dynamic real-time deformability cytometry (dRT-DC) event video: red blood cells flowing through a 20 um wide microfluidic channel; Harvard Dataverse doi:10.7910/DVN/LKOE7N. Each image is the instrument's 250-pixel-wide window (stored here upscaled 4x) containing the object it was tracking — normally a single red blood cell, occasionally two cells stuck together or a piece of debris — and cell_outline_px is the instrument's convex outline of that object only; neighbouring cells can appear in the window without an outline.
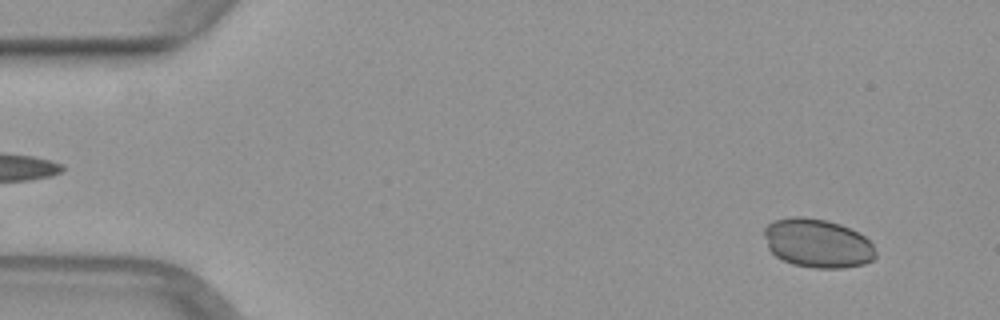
{"species": "common noctule bat (a hibernating species)", "species_latin": "Nyctalus noctula", "temperature_condition": "warm", "stored_images_in_passage": 49, "camera_frame_rate_fps": 3000, "um_per_image_px": 0.085, "animal": {"sex": "female", "body_mass_g": 29.2, "forearm_length_mm": 56.3}, "frame": {"image": 1, "passage_image": 3, "time_ms": 0.667, "image_size_px": [1000, 320], "cell_outline_px": [[876, 256], [872, 260], [864, 264], [844, 268], [812, 268], [792, 264], [776, 256], [768, 248], [764, 236], [764, 228], [772, 220], [792, 216], [804, 216], [828, 220], [840, 224], [860, 232], [872, 244], [876, 252]], "centroid_in_image_um": [69.48, 20.66], "position_along_channel_um": 15.5, "area_um2": 32.08}}
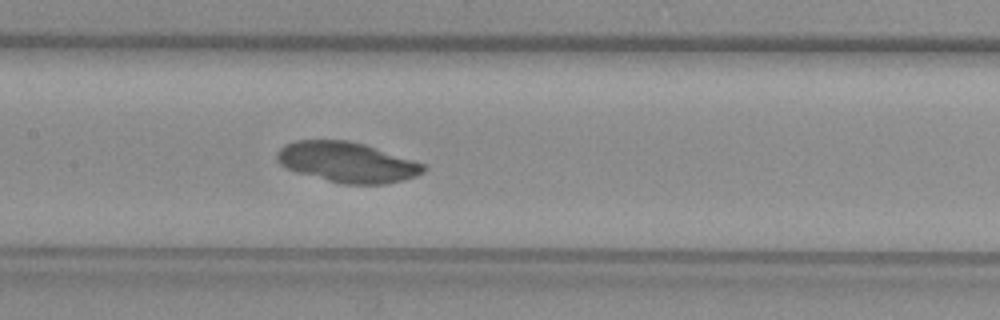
{"frame": {"image": 2, "passage_image": 23, "time_ms": 7.333, "image_size_px": [1000, 320], "cell_outline_px": [[428, 168], [424, 172], [416, 176], [384, 184], [340, 184], [296, 172], [280, 164], [276, 160], [276, 152], [284, 144], [296, 140], [348, 140], [364, 144], [424, 164]], "centroid_in_image_um": [29.46, 13.79], "position_along_channel_um": 177.9, "area_um2": 34.33}}
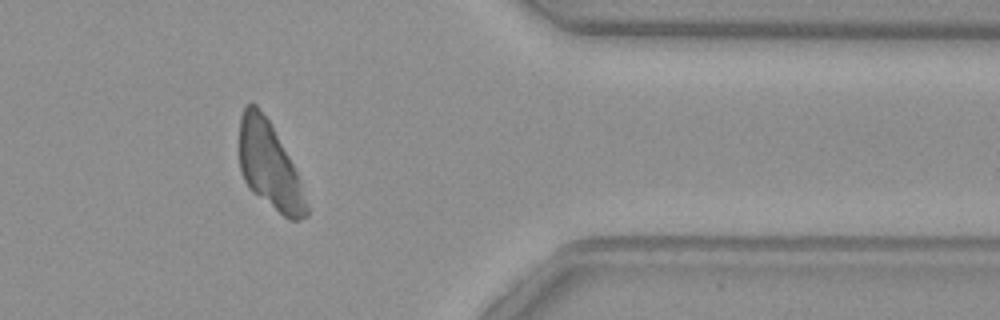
{"frame": {"image": 3, "passage_image": 40, "time_ms": 13.0, "image_size_px": [1000, 320], "cell_outline_px": [[308, 216], [300, 220], [288, 220], [252, 192], [248, 188], [240, 172], [240, 116], [244, 108], [248, 104], [256, 104], [268, 120], [288, 156], [300, 180], [308, 208]], "centroid_in_image_um": [22.89, 14.14], "position_along_channel_um": 388.5, "area_um2": 33.41}}